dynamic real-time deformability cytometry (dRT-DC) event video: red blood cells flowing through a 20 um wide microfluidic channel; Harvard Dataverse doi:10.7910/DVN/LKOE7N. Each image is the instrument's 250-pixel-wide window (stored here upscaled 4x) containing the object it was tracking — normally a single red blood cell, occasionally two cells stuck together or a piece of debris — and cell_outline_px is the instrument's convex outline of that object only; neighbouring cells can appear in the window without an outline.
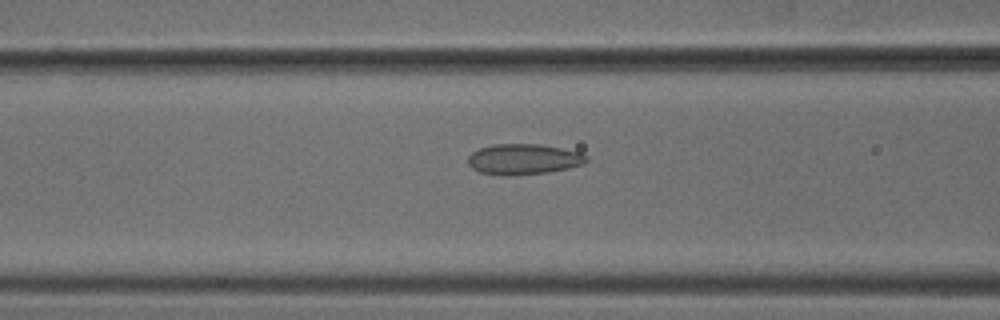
{"species": "common noctule bat (a hibernating species)", "species_latin": "Nyctalus noctula", "temperature_condition": "cold", "stored_images_in_passage": 52, "camera_frame_rate_fps": 3000, "um_per_image_px": 0.085, "animal": {"sex": "male", "body_mass_g": 18.8}, "frame": {"image": 1, "passage_image": 21, "time_ms": 6.667, "image_size_px": [1000, 320], "cell_outline_px": [[588, 160], [584, 164], [568, 168], [548, 172], [512, 176], [500, 176], [480, 172], [472, 168], [468, 164], [468, 156], [472, 152], [480, 148], [492, 144], [540, 144], [580, 152], [588, 156]], "centroid_in_image_um": [44.49, 13.54], "position_along_channel_um": 122.1, "area_um2": 21.33}}
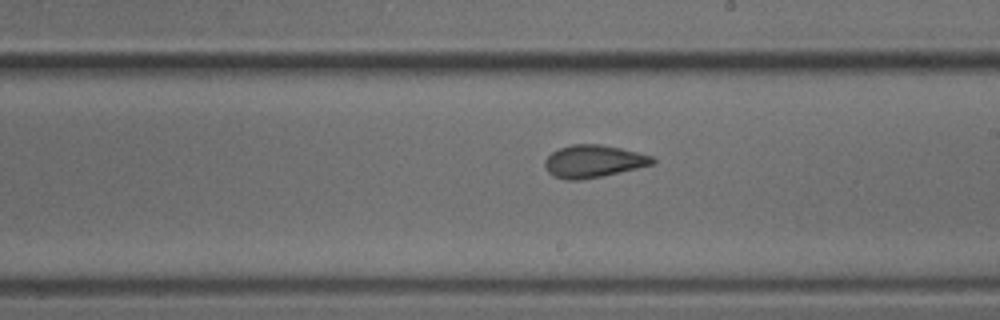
{"frame": {"image": 2, "passage_image": 30, "time_ms": 9.667, "image_size_px": [1000, 320], "cell_outline_px": [[656, 160], [652, 164], [604, 176], [580, 180], [568, 180], [556, 176], [548, 172], [544, 164], [544, 160], [552, 152], [560, 148], [572, 144], [600, 144], [620, 148], [652, 156]], "centroid_in_image_um": [50.42, 13.71], "position_along_channel_um": 238.6, "area_um2": 20.17}}
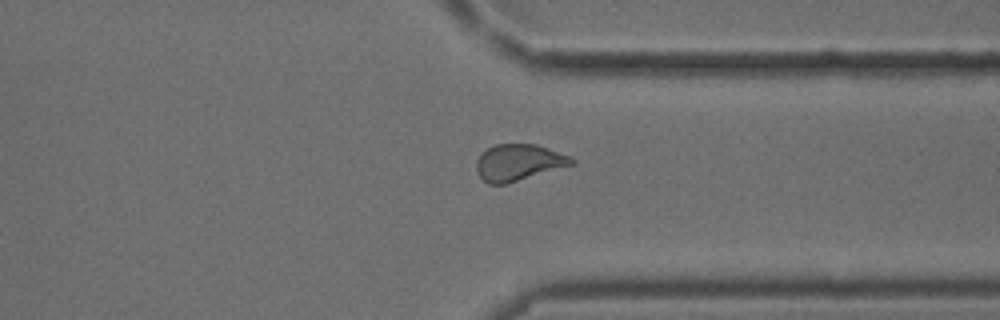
{"frame": {"image": 3, "passage_image": 40, "time_ms": 13.0, "image_size_px": [1000, 320], "cell_outline_px": [[576, 164], [504, 184], [488, 184], [476, 172], [476, 160], [488, 148], [496, 144], [536, 144], [568, 156], [576, 160]], "centroid_in_image_um": [44.08, 13.81], "position_along_channel_um": 367.3, "area_um2": 20.0}, "authors_computed_cell_mechanics": {"area_um2": 20.5479, "velocity_mm_per_s": 3.8756, "shape_relaxation_time_tau1_ms": 5.1022, "shape_relaxation_time_tau2_ms": 1.1758, "deformation_change_tau1": 0.1185, "deformation_change_tau2": 0.0735}}